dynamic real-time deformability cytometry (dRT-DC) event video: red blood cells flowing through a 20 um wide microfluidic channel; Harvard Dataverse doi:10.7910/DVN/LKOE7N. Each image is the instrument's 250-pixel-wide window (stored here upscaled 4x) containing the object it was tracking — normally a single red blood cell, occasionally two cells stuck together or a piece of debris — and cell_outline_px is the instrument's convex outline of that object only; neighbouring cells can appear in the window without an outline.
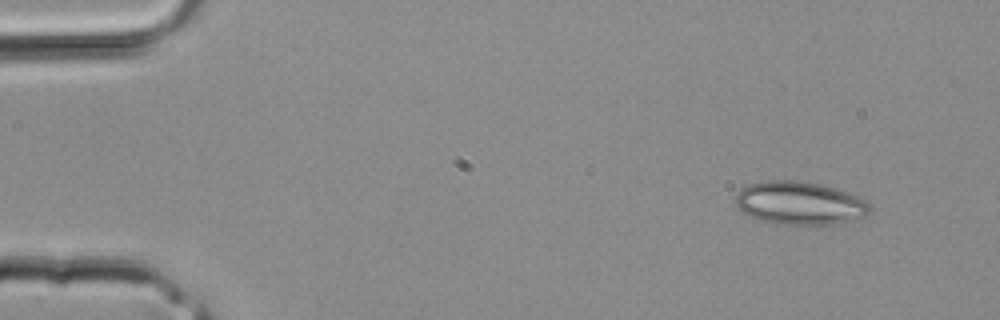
{"species": "common noctule bat (a hibernating species)", "species_latin": "Nyctalus noctula", "temperature_condition": "room temperature", "stored_images_in_passage": 2, "camera_frame_rate_fps": 3000, "um_per_image_px": 0.085, "animal": {"sex": "male", "body_mass_g": 20.4}, "frame": {"image": 1, "passage_image": 1, "time_ms": 0.0, "image_size_px": [1000, 320], "cell_outline_px": [[872, 208], [864, 216], [828, 224], [776, 224], [760, 220], [748, 216], [740, 212], [736, 204], [736, 192], [740, 188], [748, 184], [764, 180], [796, 180], [820, 184], [844, 192], [864, 200], [872, 204]], "centroid_in_image_um": [67.87, 17.25], "position_along_channel_um": 17.1, "area_um2": 33.52}}